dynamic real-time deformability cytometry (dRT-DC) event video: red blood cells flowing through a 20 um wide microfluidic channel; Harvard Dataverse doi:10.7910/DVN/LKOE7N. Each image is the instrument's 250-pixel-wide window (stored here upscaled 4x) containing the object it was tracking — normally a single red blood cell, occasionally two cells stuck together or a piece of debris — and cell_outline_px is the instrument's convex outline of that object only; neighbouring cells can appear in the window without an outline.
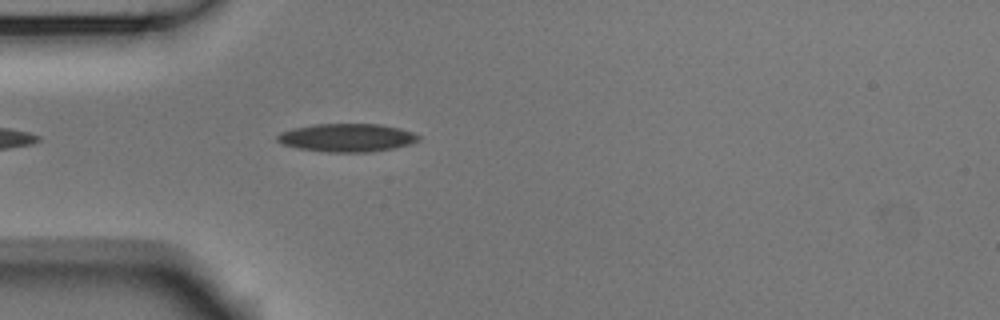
{"species": "Egyptian fruit bat (a non-hibernating species)", "species_latin": "Rousettus aegyptiacus", "temperature_condition": "room temperature", "stored_images_in_passage": 10, "camera_frame_rate_fps": 3000, "um_per_image_px": 0.085, "animal": {"sex": "male"}, "frame": {"image": 1, "passage_image": 5, "time_ms": 1.333, "image_size_px": [1000, 320], "cell_outline_px": [[420, 140], [408, 144], [392, 148], [372, 152], [328, 152], [300, 148], [284, 144], [276, 140], [276, 136], [280, 132], [296, 128], [316, 124], [380, 124], [400, 128], [412, 132], [420, 136]], "centroid_in_image_um": [29.51, 11.7], "position_along_channel_um": 55.5, "area_um2": 22.95}}